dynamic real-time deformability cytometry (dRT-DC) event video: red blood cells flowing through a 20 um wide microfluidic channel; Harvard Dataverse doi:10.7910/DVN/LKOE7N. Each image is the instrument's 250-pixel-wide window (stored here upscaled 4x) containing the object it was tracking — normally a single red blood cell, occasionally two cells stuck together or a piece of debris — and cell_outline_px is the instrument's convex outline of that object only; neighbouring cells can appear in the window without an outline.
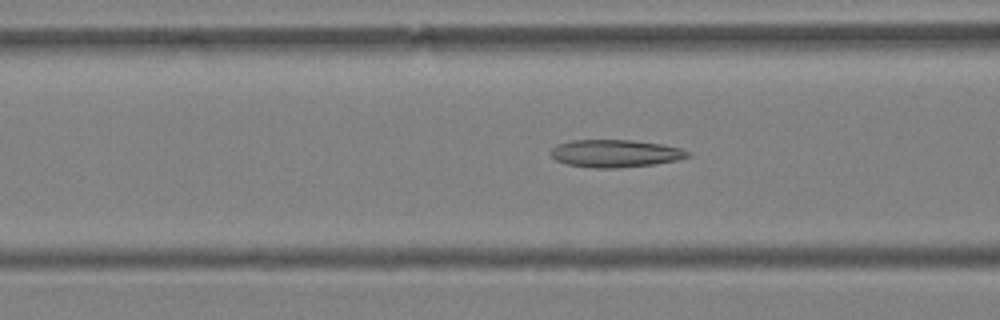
{"species": "Egyptian fruit bat (a non-hibernating species)", "species_latin": "Rousettus aegyptiacus", "temperature_condition": "warm", "stored_images_in_passage": 61, "camera_frame_rate_fps": 3000, "um_per_image_px": 0.085, "animal": {"sex": "female"}, "frame": {"image": 1, "passage_image": 25, "time_ms": 8.0, "image_size_px": [1000, 320], "cell_outline_px": [[692, 156], [676, 160], [656, 164], [616, 168], [592, 168], [568, 164], [556, 160], [548, 152], [556, 144], [572, 140], [632, 140], [664, 144], [680, 148], [692, 152]], "centroid_in_image_um": [52.32, 13.04], "position_along_channel_um": 114.3, "area_um2": 22.25}}
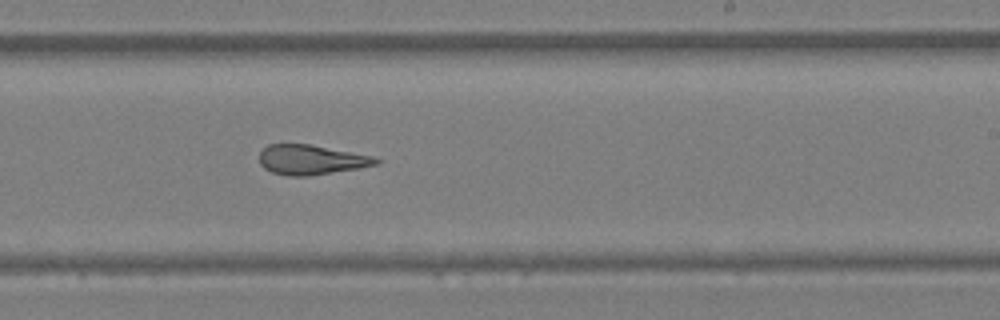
{"frame": {"image": 2, "passage_image": 38, "time_ms": 12.333, "image_size_px": [1000, 320], "cell_outline_px": [[380, 160], [376, 164], [360, 168], [308, 176], [288, 176], [272, 172], [264, 168], [260, 164], [260, 152], [268, 144], [308, 144], [372, 156]], "centroid_in_image_um": [26.41, 13.58], "position_along_channel_um": 262.6, "area_um2": 20.0}}
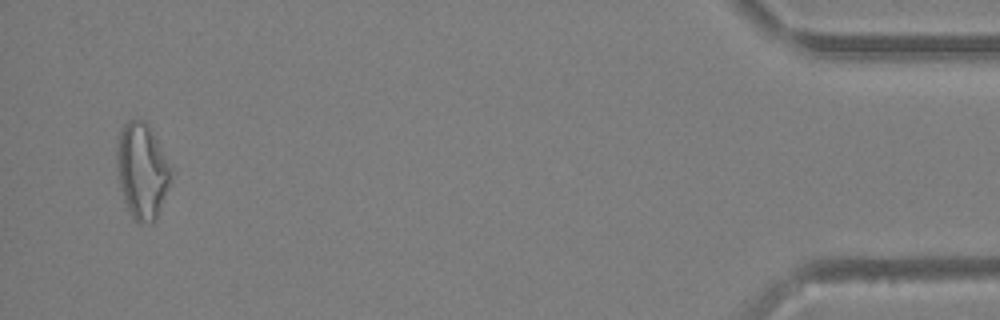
{"frame": {"image": 3, "passage_image": 59, "time_ms": 19.333, "image_size_px": [1000, 320], "cell_outline_px": [[172, 168], [168, 184], [156, 220], [140, 224], [132, 216], [124, 200], [120, 188], [116, 172], [116, 136], [120, 128], [128, 120], [144, 120], [148, 124]], "centroid_in_image_um": [12.02, 14.47], "position_along_channel_um": 423.2, "area_um2": 30.11}, "authors_computed_cell_mechanics": {"area_um2": 24.1026, "velocity_mm_per_s": 3.4246, "shape_relaxation_time_tau1_ms": null, "shape_relaxation_time_tau2_ms": 1.972, "deformation_change_tau1": null, "deformation_change_tau2": 0.1202}}